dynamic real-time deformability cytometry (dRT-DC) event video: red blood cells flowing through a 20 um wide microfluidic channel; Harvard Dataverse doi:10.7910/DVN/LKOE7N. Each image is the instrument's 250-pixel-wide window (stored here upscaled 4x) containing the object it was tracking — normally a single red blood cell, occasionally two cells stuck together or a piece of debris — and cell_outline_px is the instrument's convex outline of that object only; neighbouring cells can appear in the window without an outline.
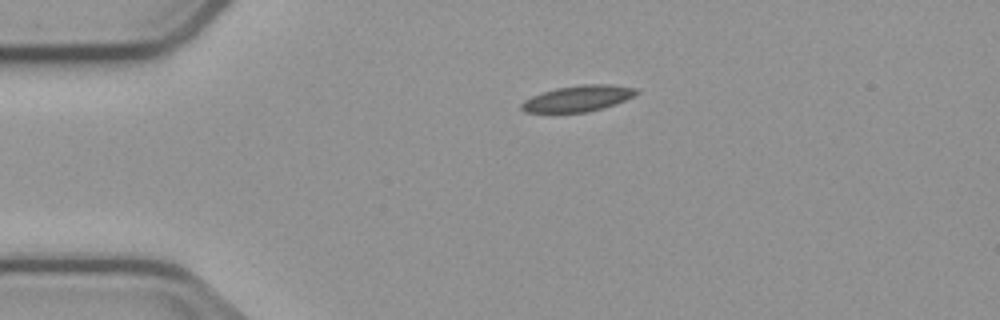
{"species": "common noctule bat (a hibernating species)", "species_latin": "Nyctalus noctula", "temperature_condition": "cold", "stored_images_in_passage": 4, "camera_frame_rate_fps": 3000, "um_per_image_px": 0.085, "animal": {"sex": "male", "body_mass_g": 23.1, "forearm_length_mm": 52.7}, "frame": {"image": 1, "passage_image": 4, "time_ms": 3.667, "image_size_px": [1000, 320], "cell_outline_px": [[640, 92], [616, 104], [604, 108], [584, 112], [524, 112], [520, 108], [520, 104], [524, 100], [532, 96], [556, 88], [584, 84], [612, 84], [636, 88]], "centroid_in_image_um": [49.13, 8.36], "position_along_channel_um": 35.9, "area_um2": 17.34}}